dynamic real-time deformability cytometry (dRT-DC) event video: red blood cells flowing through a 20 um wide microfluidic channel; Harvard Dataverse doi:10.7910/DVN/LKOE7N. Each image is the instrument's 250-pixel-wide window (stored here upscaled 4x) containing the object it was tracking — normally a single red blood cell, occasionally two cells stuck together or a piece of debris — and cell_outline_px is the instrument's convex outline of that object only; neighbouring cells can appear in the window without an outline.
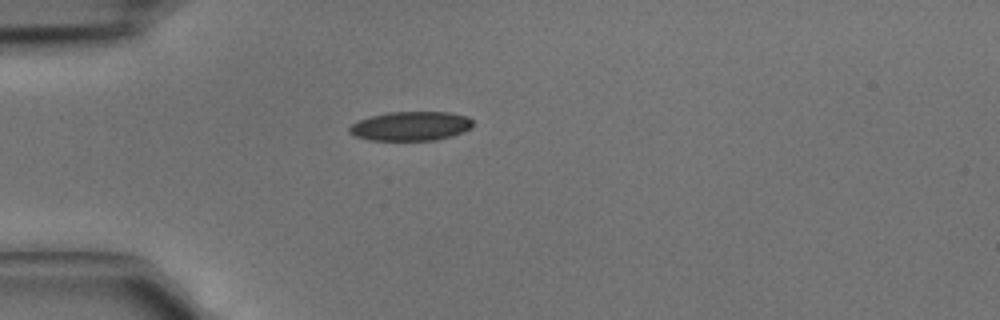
{"species": "common noctule bat (a hibernating species)", "species_latin": "Nyctalus noctula", "temperature_condition": "cold", "stored_images_in_passage": 4, "camera_frame_rate_fps": 3000, "um_per_image_px": 0.085, "animal": {"sex": "male", "body_mass_g": 15.6}, "frame": {"image": 1, "passage_image": 4, "time_ms": 1.0, "image_size_px": [1000, 320], "cell_outline_px": [[472, 128], [464, 132], [452, 136], [436, 140], [368, 140], [352, 136], [348, 132], [348, 128], [352, 124], [360, 120], [372, 116], [388, 112], [448, 112], [468, 116], [472, 120]], "centroid_in_image_um": [34.92, 10.72], "position_along_channel_um": 50.1, "area_um2": 21.15}}